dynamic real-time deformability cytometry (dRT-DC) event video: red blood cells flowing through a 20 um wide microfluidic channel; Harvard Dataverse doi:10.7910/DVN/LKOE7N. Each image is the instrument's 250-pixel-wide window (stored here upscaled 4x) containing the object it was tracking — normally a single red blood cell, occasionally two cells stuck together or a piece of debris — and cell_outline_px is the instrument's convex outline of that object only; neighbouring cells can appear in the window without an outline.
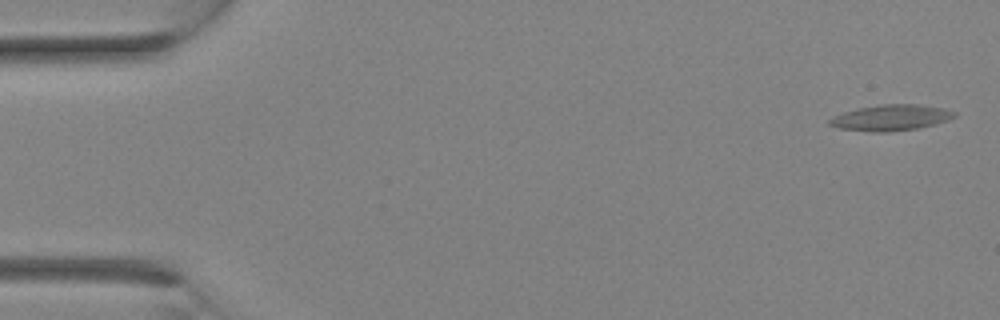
{"species": "Egyptian fruit bat (a non-hibernating species)", "species_latin": "Rousettus aegyptiacus", "temperature_condition": "room temperature", "stored_images_in_passage": 16, "camera_frame_rate_fps": 3000, "um_per_image_px": 0.085, "animal": {"sex": "female"}, "frame": {"image": 1, "passage_image": 1, "time_ms": 0.0, "image_size_px": [1000, 320], "cell_outline_px": [[956, 116], [948, 120], [936, 124], [920, 128], [888, 132], [872, 132], [840, 128], [828, 124], [828, 120], [832, 116], [856, 108], [884, 104], [916, 104], [940, 108], [956, 112]], "centroid_in_image_um": [75.71, 10.01], "position_along_channel_um": 9.3, "area_um2": 18.84}}
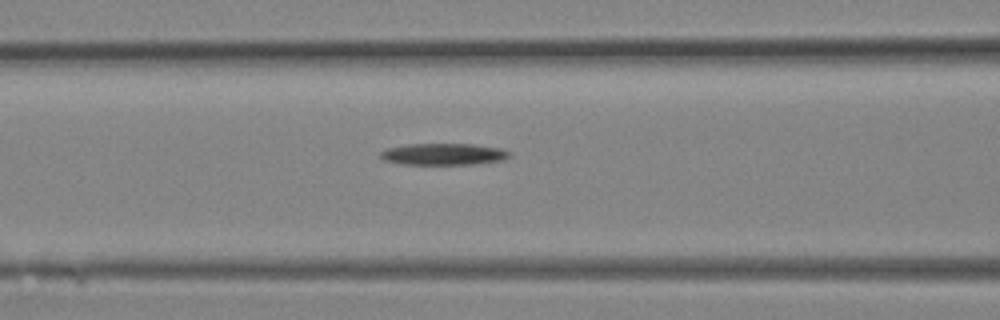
{"frame": {"image": 2, "passage_image": 12, "time_ms": 3.667, "image_size_px": [1000, 320], "cell_outline_px": [[512, 156], [504, 160], [472, 164], [404, 164], [384, 160], [380, 156], [380, 152], [388, 148], [408, 144], [472, 144], [500, 148], [512, 152]], "centroid_in_image_um": [37.76, 13.1], "position_along_channel_um": 128.8, "area_um2": 16.24}}
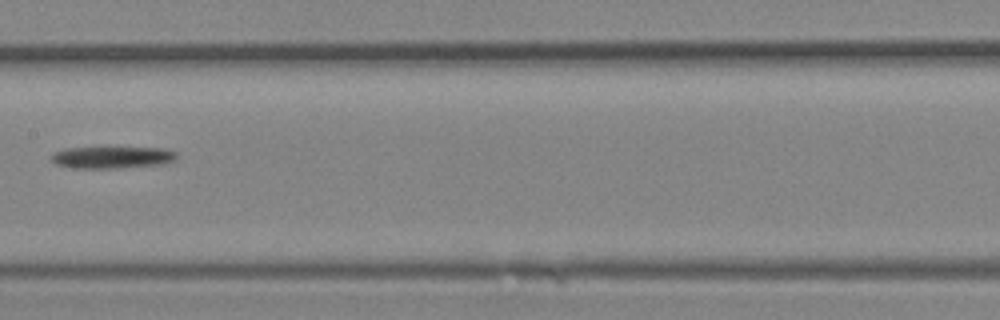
{"frame": {"image": 3, "passage_image": 15, "time_ms": 4.667, "image_size_px": [1000, 320], "cell_outline_px": [[176, 160], [164, 164], [116, 168], [72, 168], [56, 164], [48, 160], [52, 152], [64, 148], [164, 148], [176, 152]], "centroid_in_image_um": [9.47, 13.38], "position_along_channel_um": 197.9, "area_um2": 16.13}}